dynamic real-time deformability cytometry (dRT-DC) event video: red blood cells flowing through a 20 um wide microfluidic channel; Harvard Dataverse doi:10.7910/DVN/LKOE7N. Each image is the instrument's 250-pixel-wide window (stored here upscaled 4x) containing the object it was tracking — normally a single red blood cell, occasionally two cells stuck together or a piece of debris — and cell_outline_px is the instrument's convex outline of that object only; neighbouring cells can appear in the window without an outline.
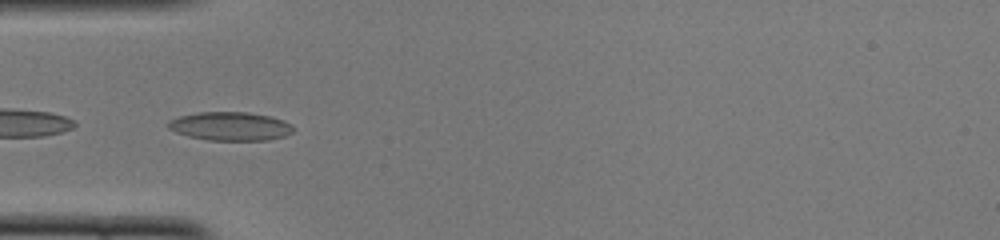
{"species": "common noctule bat (a hibernating species)", "species_latin": "Nyctalus noctula", "temperature_condition": "cold", "stored_images_in_passage": 35, "camera_frame_rate_fps": 3000, "um_per_image_px": 0.085, "animal": {"sex": "female", "body_mass_g": 22.0, "forearm_length_mm": 56.7}, "frame": {"image": 1, "passage_image": 1, "time_ms": 0.0, "image_size_px": [1000, 240], "cell_outline_px": [[292, 132], [284, 136], [268, 140], [208, 140], [188, 136], [176, 132], [168, 128], [164, 124], [168, 120], [180, 116], [196, 112], [248, 112], [268, 116], [284, 120], [292, 124]], "centroid_in_image_um": [19.53, 10.72], "position_along_channel_um": 65.5, "area_um2": 20.92}, "authors_computed_cell_mechanics": {"area_um2": 19.4208, "velocity_mm_per_s": 4.0021, "shape_relaxation_time_tau1_ms": 3.2364, "shape_relaxation_time_tau2_ms": 1.4367, "deformation_change_tau1": 0.154, "deformation_change_tau2": 0.0747}}